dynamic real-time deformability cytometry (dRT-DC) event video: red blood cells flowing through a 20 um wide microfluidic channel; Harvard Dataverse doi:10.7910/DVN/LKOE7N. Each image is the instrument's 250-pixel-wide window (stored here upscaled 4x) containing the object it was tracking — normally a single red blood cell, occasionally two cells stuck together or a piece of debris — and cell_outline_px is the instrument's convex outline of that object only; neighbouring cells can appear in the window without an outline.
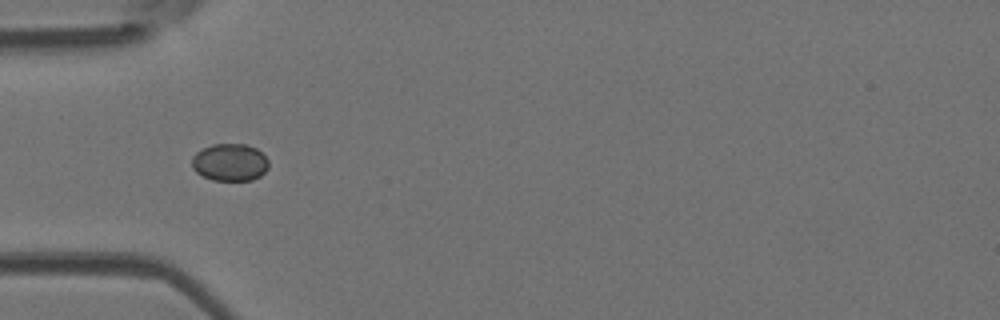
{"species": "Egyptian fruit bat (a non-hibernating species)", "species_latin": "Rousettus aegyptiacus", "temperature_condition": "room temperature", "stored_images_in_passage": 25, "camera_frame_rate_fps": 3000, "um_per_image_px": 0.085, "animal": {"sex": "female"}, "frame": {"image": 1, "passage_image": 4, "time_ms": 1.0, "image_size_px": [1000, 320], "cell_outline_px": [[268, 168], [260, 176], [252, 180], [212, 180], [196, 172], [192, 168], [192, 156], [196, 152], [212, 144], [244, 144], [256, 148], [268, 160]], "centroid_in_image_um": [19.53, 13.8], "position_along_channel_um": 65.5, "area_um2": 16.65}}